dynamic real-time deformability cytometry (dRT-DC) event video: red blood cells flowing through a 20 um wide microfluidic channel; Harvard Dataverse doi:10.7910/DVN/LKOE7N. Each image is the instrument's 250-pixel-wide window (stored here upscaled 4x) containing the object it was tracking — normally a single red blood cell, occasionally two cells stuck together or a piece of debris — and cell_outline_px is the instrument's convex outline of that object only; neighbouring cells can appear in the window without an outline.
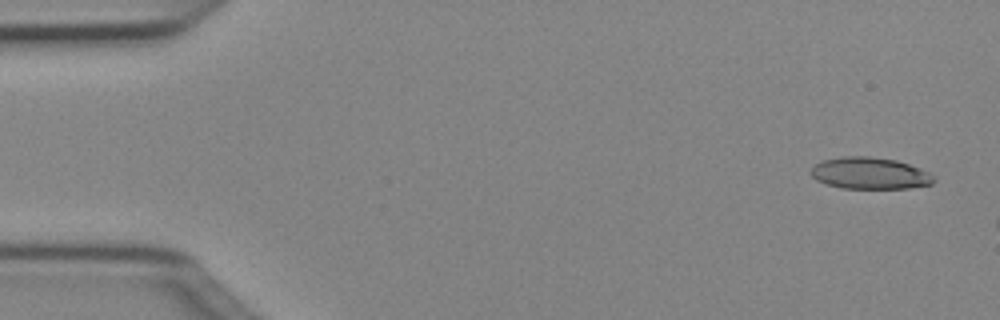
{"species": "Egyptian fruit bat (a non-hibernating species)", "species_latin": "Rousettus aegyptiacus", "temperature_condition": "cold", "stored_images_in_passage": 12, "camera_frame_rate_fps": 3000, "um_per_image_px": 0.085, "animal": {"sex": "female"}, "frame": {"image": 1, "passage_image": 2, "time_ms": 0.333, "image_size_px": [1000, 320], "cell_outline_px": [[936, 180], [932, 184], [908, 188], [840, 188], [816, 180], [808, 172], [816, 164], [824, 160], [840, 156], [868, 156], [896, 160], [920, 168], [936, 176]], "centroid_in_image_um": [73.94, 14.72], "position_along_channel_um": 11.1, "area_um2": 22.77}}